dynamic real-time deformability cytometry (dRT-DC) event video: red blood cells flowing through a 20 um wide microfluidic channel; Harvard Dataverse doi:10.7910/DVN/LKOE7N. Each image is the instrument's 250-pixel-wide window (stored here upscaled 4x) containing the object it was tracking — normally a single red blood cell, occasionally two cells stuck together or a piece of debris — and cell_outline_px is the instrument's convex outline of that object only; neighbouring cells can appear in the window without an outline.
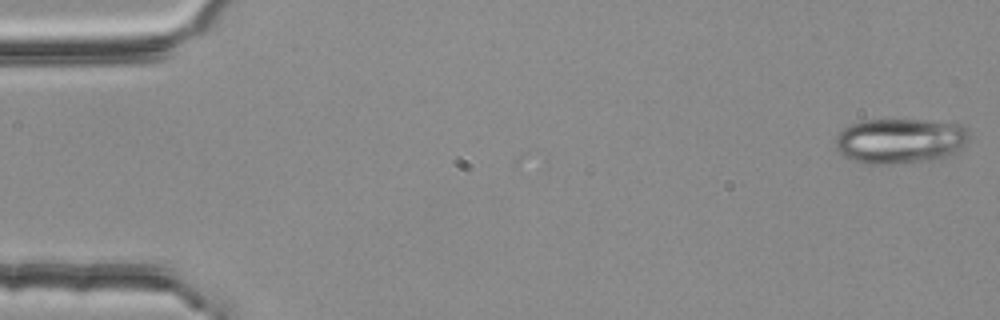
{"species": "common noctule bat (a hibernating species)", "species_latin": "Nyctalus noctula", "temperature_condition": "room temperature", "stored_images_in_passage": 2, "camera_frame_rate_fps": 3000, "um_per_image_px": 0.085, "animal": {"sex": "female", "body_mass_g": 25.1}, "frame": {"image": 1, "passage_image": 1, "time_ms": 0.0, "image_size_px": [1000, 320], "cell_outline_px": [[972, 132], [968, 140], [960, 148], [948, 156], [940, 160], [888, 164], [864, 164], [848, 160], [836, 148], [836, 136], [848, 124], [864, 120], [924, 120], [960, 124], [968, 128]], "centroid_in_image_um": [76.52, 11.98], "position_along_channel_um": 8.5, "area_um2": 35.78}}